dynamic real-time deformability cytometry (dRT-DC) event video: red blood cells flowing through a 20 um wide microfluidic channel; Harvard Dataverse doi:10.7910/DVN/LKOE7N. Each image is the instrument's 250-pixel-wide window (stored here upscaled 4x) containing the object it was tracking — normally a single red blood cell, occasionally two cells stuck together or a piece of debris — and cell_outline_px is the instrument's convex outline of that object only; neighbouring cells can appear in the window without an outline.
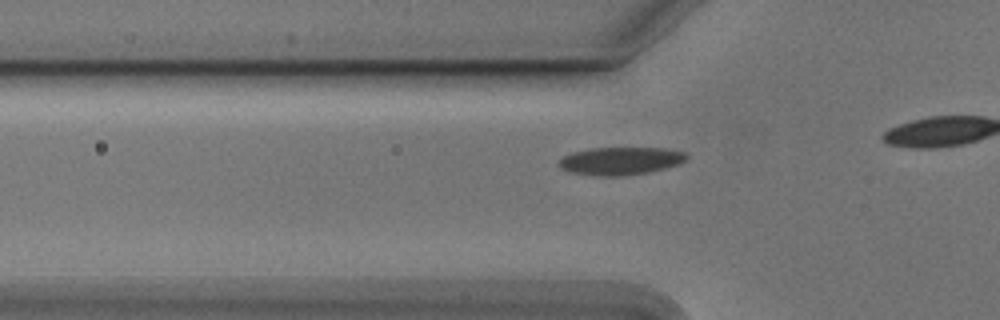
{"species": "Egyptian fruit bat (a non-hibernating species)", "species_latin": "Rousettus aegyptiacus", "temperature_condition": "cold", "stored_images_in_passage": 20, "camera_frame_rate_fps": 3000, "um_per_image_px": 0.085, "animal": {"sex": "male"}, "frame": {"image": 1, "passage_image": 14, "time_ms": 4.333, "image_size_px": [1000, 320], "cell_outline_px": [[688, 156], [680, 164], [648, 172], [620, 176], [600, 176], [572, 172], [560, 168], [556, 164], [564, 156], [572, 152], [592, 148], [664, 148], [684, 152]], "centroid_in_image_um": [52.73, 13.67], "position_along_channel_um": 73.1, "area_um2": 20.52}}
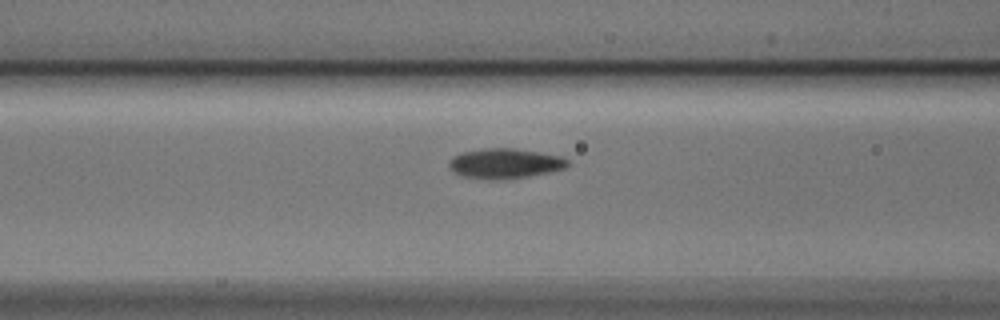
{"frame": {"image": 2, "passage_image": 18, "time_ms": 5.667, "image_size_px": [1000, 320], "cell_outline_px": [[568, 164], [564, 168], [548, 172], [528, 176], [504, 180], [488, 180], [464, 176], [452, 172], [448, 168], [448, 164], [452, 156], [464, 152], [484, 148], [512, 148], [560, 156], [568, 160]], "centroid_in_image_um": [42.85, 13.91], "position_along_channel_um": 123.7, "area_um2": 20.69}}